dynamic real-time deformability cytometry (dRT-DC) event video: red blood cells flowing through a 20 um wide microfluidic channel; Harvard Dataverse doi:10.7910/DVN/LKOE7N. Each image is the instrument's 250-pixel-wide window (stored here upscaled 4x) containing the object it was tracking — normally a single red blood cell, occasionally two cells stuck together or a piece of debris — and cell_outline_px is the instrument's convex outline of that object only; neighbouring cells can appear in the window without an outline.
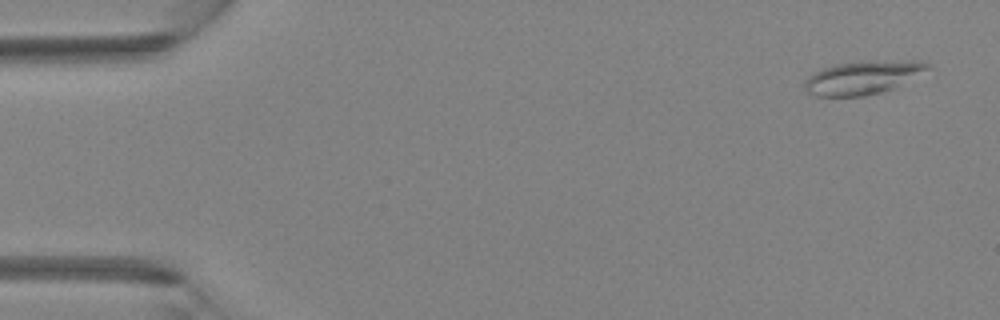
{"species": "Egyptian fruit bat (a non-hibernating species)", "species_latin": "Rousettus aegyptiacus", "temperature_condition": "room temperature", "stored_images_in_passage": 4, "camera_frame_rate_fps": 3000, "um_per_image_px": 0.085, "animal": {"sex": "female"}, "frame": {"image": 1, "passage_image": 1, "time_ms": 0.0, "image_size_px": [1000, 320], "cell_outline_px": [[932, 68], [892, 88], [880, 92], [864, 96], [816, 96], [808, 92], [804, 88], [804, 80], [808, 76], [824, 68], [836, 64], [872, 60], [920, 60], [932, 64]], "centroid_in_image_um": [73.37, 6.57], "position_along_channel_um": 11.6, "area_um2": 23.93}}